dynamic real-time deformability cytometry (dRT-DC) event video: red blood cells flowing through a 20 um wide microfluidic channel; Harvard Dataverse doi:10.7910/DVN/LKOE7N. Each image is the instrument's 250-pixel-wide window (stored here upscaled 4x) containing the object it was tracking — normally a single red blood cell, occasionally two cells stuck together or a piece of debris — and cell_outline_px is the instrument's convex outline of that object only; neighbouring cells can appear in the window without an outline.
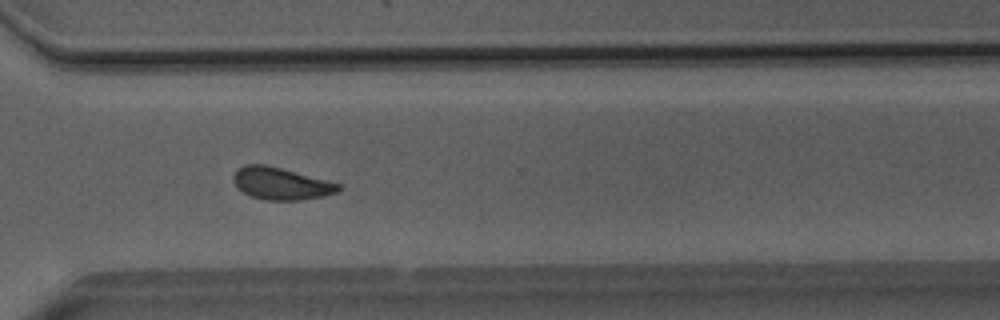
{"species": "Egyptian fruit bat (a non-hibernating species)", "species_latin": "Rousettus aegyptiacus", "temperature_condition": "room temperature", "stored_images_in_passage": 52, "segment_of_instrument_passage": [1, 2], "camera_frame_rate_fps": 3000, "um_per_image_px": 0.085, "animal": {"sex": "male"}, "frame": {"image": 1, "passage_image": 38, "time_ms": 12.333, "image_size_px": [1000, 320], "cell_outline_px": [[344, 188], [340, 192], [324, 196], [300, 200], [268, 200], [252, 196], [244, 192], [232, 180], [232, 176], [236, 168], [244, 164], [264, 164], [280, 168], [340, 184]], "centroid_in_image_um": [23.89, 15.6], "position_along_channel_um": 346.7, "area_um2": 19.59}}
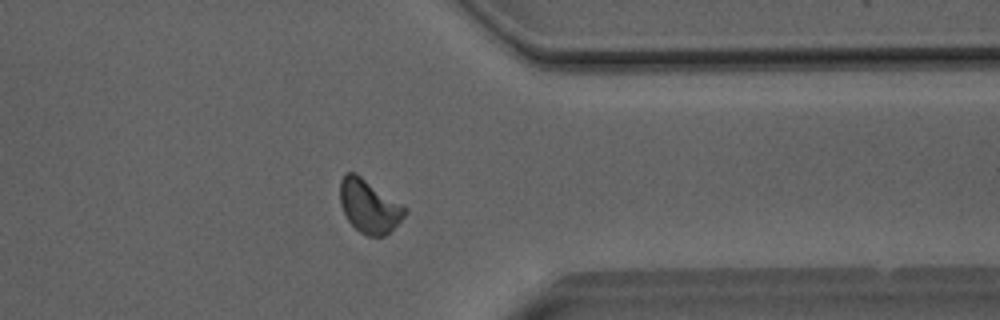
{"frame": {"image": 2, "passage_image": 41, "time_ms": 13.333, "image_size_px": [1000, 320], "cell_outline_px": [[408, 212], [384, 236], [368, 236], [360, 232], [348, 220], [340, 204], [340, 180], [344, 172], [356, 172], [408, 208]], "centroid_in_image_um": [31.36, 17.49], "position_along_channel_um": 380.0, "area_um2": 20.11}}
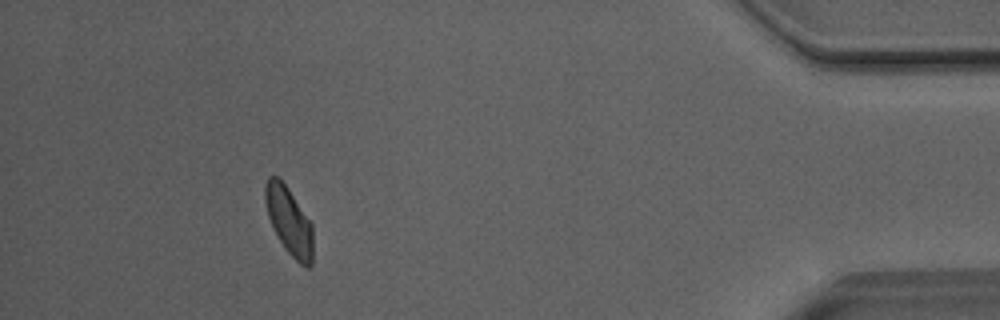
{"frame": {"image": 3, "passage_image": 47, "time_ms": 15.333, "image_size_px": [1000, 320], "cell_outline_px": [[312, 264], [308, 268], [304, 268], [284, 248], [272, 228], [268, 216], [264, 200], [264, 184], [268, 176], [280, 176], [312, 224]], "centroid_in_image_um": [24.54, 18.76], "position_along_channel_um": 410.7, "area_um2": 19.07}}